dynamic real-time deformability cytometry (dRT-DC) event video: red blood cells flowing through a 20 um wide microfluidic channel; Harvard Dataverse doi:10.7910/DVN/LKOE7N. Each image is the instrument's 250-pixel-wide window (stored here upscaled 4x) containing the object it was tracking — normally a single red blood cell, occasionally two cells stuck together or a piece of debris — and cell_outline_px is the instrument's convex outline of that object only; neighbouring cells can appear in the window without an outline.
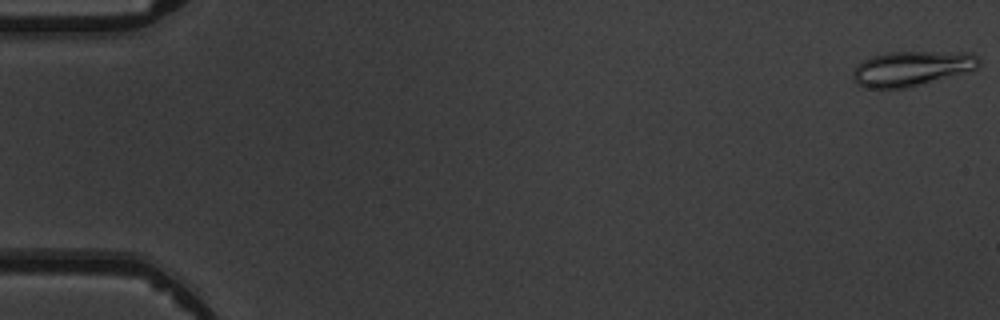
{"species": "common noctule bat (a hibernating species)", "species_latin": "Nyctalus noctula", "temperature_condition": "warm", "stored_images_in_passage": 6, "camera_frame_rate_fps": 3000, "um_per_image_px": 0.085, "animal": {"sex": "male", "body_mass_g": 19.5, "forearm_length_mm": 54.6}, "frame": {"image": 1, "passage_image": 1, "time_ms": 0.0, "image_size_px": [1000, 320], "cell_outline_px": [[980, 68], [972, 72], [904, 88], [868, 88], [856, 84], [852, 76], [852, 72], [864, 60], [872, 56], [888, 52], [972, 52], [980, 60]], "centroid_in_image_um": [77.58, 5.82], "position_along_channel_um": 7.4, "area_um2": 25.89}}
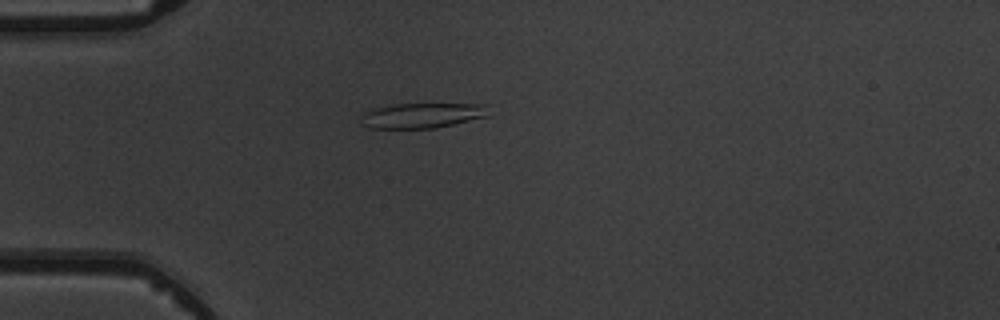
{"frame": {"image": 2, "passage_image": 5, "time_ms": 4.667, "image_size_px": [1000, 320], "cell_outline_px": [[488, 116], [436, 128], [368, 128], [360, 124], [360, 116], [364, 112], [372, 108], [392, 104], [488, 104]], "centroid_in_image_um": [35.83, 9.81], "position_along_channel_um": 49.2, "area_um2": 18.9}}